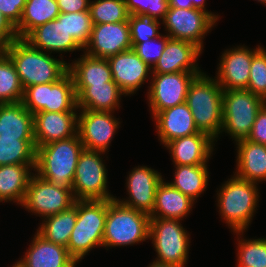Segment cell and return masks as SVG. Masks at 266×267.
Wrapping results in <instances>:
<instances>
[{"instance_id":"obj_49","label":"cell","mask_w":266,"mask_h":267,"mask_svg":"<svg viewBox=\"0 0 266 267\" xmlns=\"http://www.w3.org/2000/svg\"><path fill=\"white\" fill-rule=\"evenodd\" d=\"M148 267H176V266L160 264V263L153 261V262H151V264H149Z\"/></svg>"},{"instance_id":"obj_6","label":"cell","mask_w":266,"mask_h":267,"mask_svg":"<svg viewBox=\"0 0 266 267\" xmlns=\"http://www.w3.org/2000/svg\"><path fill=\"white\" fill-rule=\"evenodd\" d=\"M150 216L126 207L116 201L107 200V215L103 236V247H118L139 244L149 239Z\"/></svg>"},{"instance_id":"obj_45","label":"cell","mask_w":266,"mask_h":267,"mask_svg":"<svg viewBox=\"0 0 266 267\" xmlns=\"http://www.w3.org/2000/svg\"><path fill=\"white\" fill-rule=\"evenodd\" d=\"M17 39L16 28L0 11V51H3L11 42Z\"/></svg>"},{"instance_id":"obj_40","label":"cell","mask_w":266,"mask_h":267,"mask_svg":"<svg viewBox=\"0 0 266 267\" xmlns=\"http://www.w3.org/2000/svg\"><path fill=\"white\" fill-rule=\"evenodd\" d=\"M247 90L261 98L266 95V50L264 47H260L253 54Z\"/></svg>"},{"instance_id":"obj_46","label":"cell","mask_w":266,"mask_h":267,"mask_svg":"<svg viewBox=\"0 0 266 267\" xmlns=\"http://www.w3.org/2000/svg\"><path fill=\"white\" fill-rule=\"evenodd\" d=\"M60 13L89 11L91 0H56Z\"/></svg>"},{"instance_id":"obj_27","label":"cell","mask_w":266,"mask_h":267,"mask_svg":"<svg viewBox=\"0 0 266 267\" xmlns=\"http://www.w3.org/2000/svg\"><path fill=\"white\" fill-rule=\"evenodd\" d=\"M194 200L184 195L178 189L172 187L168 182L164 181L158 185L156 190L155 204L150 218H164L181 220L187 217Z\"/></svg>"},{"instance_id":"obj_8","label":"cell","mask_w":266,"mask_h":267,"mask_svg":"<svg viewBox=\"0 0 266 267\" xmlns=\"http://www.w3.org/2000/svg\"><path fill=\"white\" fill-rule=\"evenodd\" d=\"M263 98L248 90H223V125L220 134H229L234 142L248 138Z\"/></svg>"},{"instance_id":"obj_41","label":"cell","mask_w":266,"mask_h":267,"mask_svg":"<svg viewBox=\"0 0 266 267\" xmlns=\"http://www.w3.org/2000/svg\"><path fill=\"white\" fill-rule=\"evenodd\" d=\"M130 15L147 14L154 19L165 18L169 9L168 0H125Z\"/></svg>"},{"instance_id":"obj_32","label":"cell","mask_w":266,"mask_h":267,"mask_svg":"<svg viewBox=\"0 0 266 267\" xmlns=\"http://www.w3.org/2000/svg\"><path fill=\"white\" fill-rule=\"evenodd\" d=\"M59 14L56 0H27L16 27L18 39H24L37 26L56 19Z\"/></svg>"},{"instance_id":"obj_9","label":"cell","mask_w":266,"mask_h":267,"mask_svg":"<svg viewBox=\"0 0 266 267\" xmlns=\"http://www.w3.org/2000/svg\"><path fill=\"white\" fill-rule=\"evenodd\" d=\"M21 103L33 115L40 111H76L77 96L71 74L67 72L57 82L24 88Z\"/></svg>"},{"instance_id":"obj_47","label":"cell","mask_w":266,"mask_h":267,"mask_svg":"<svg viewBox=\"0 0 266 267\" xmlns=\"http://www.w3.org/2000/svg\"><path fill=\"white\" fill-rule=\"evenodd\" d=\"M206 0H190V4L193 5V8L196 9H200L203 10L205 12H207L216 22L219 20L220 16H218V14H214L211 11L208 12V10H206V4H205Z\"/></svg>"},{"instance_id":"obj_17","label":"cell","mask_w":266,"mask_h":267,"mask_svg":"<svg viewBox=\"0 0 266 267\" xmlns=\"http://www.w3.org/2000/svg\"><path fill=\"white\" fill-rule=\"evenodd\" d=\"M132 48L128 21L94 24L84 53L94 58L107 59Z\"/></svg>"},{"instance_id":"obj_38","label":"cell","mask_w":266,"mask_h":267,"mask_svg":"<svg viewBox=\"0 0 266 267\" xmlns=\"http://www.w3.org/2000/svg\"><path fill=\"white\" fill-rule=\"evenodd\" d=\"M128 23L130 27L132 48L138 43L146 42L161 35L158 31L160 28L159 25L162 24L161 21L154 19L150 15H130Z\"/></svg>"},{"instance_id":"obj_18","label":"cell","mask_w":266,"mask_h":267,"mask_svg":"<svg viewBox=\"0 0 266 267\" xmlns=\"http://www.w3.org/2000/svg\"><path fill=\"white\" fill-rule=\"evenodd\" d=\"M107 60L113 80L126 96L135 94L152 74V68L132 48L110 56Z\"/></svg>"},{"instance_id":"obj_19","label":"cell","mask_w":266,"mask_h":267,"mask_svg":"<svg viewBox=\"0 0 266 267\" xmlns=\"http://www.w3.org/2000/svg\"><path fill=\"white\" fill-rule=\"evenodd\" d=\"M77 126V111H40L34 114V141L36 148L75 136L77 134Z\"/></svg>"},{"instance_id":"obj_28","label":"cell","mask_w":266,"mask_h":267,"mask_svg":"<svg viewBox=\"0 0 266 267\" xmlns=\"http://www.w3.org/2000/svg\"><path fill=\"white\" fill-rule=\"evenodd\" d=\"M35 164H14L0 166V202H16L22 205Z\"/></svg>"},{"instance_id":"obj_35","label":"cell","mask_w":266,"mask_h":267,"mask_svg":"<svg viewBox=\"0 0 266 267\" xmlns=\"http://www.w3.org/2000/svg\"><path fill=\"white\" fill-rule=\"evenodd\" d=\"M23 90L14 63L0 51V104L21 102Z\"/></svg>"},{"instance_id":"obj_34","label":"cell","mask_w":266,"mask_h":267,"mask_svg":"<svg viewBox=\"0 0 266 267\" xmlns=\"http://www.w3.org/2000/svg\"><path fill=\"white\" fill-rule=\"evenodd\" d=\"M36 144L34 138H1L0 166L35 164Z\"/></svg>"},{"instance_id":"obj_33","label":"cell","mask_w":266,"mask_h":267,"mask_svg":"<svg viewBox=\"0 0 266 267\" xmlns=\"http://www.w3.org/2000/svg\"><path fill=\"white\" fill-rule=\"evenodd\" d=\"M174 167L176 169L174 179L168 183L196 201L208 185V165H174Z\"/></svg>"},{"instance_id":"obj_10","label":"cell","mask_w":266,"mask_h":267,"mask_svg":"<svg viewBox=\"0 0 266 267\" xmlns=\"http://www.w3.org/2000/svg\"><path fill=\"white\" fill-rule=\"evenodd\" d=\"M100 151L83 149L78 158L72 192L75 200H113L108 191L107 169Z\"/></svg>"},{"instance_id":"obj_21","label":"cell","mask_w":266,"mask_h":267,"mask_svg":"<svg viewBox=\"0 0 266 267\" xmlns=\"http://www.w3.org/2000/svg\"><path fill=\"white\" fill-rule=\"evenodd\" d=\"M202 51L194 43L170 38L159 60L152 67V74L202 73L196 63Z\"/></svg>"},{"instance_id":"obj_50","label":"cell","mask_w":266,"mask_h":267,"mask_svg":"<svg viewBox=\"0 0 266 267\" xmlns=\"http://www.w3.org/2000/svg\"><path fill=\"white\" fill-rule=\"evenodd\" d=\"M12 267H23V266H21L18 262H16L15 264H13Z\"/></svg>"},{"instance_id":"obj_29","label":"cell","mask_w":266,"mask_h":267,"mask_svg":"<svg viewBox=\"0 0 266 267\" xmlns=\"http://www.w3.org/2000/svg\"><path fill=\"white\" fill-rule=\"evenodd\" d=\"M1 138H34V115L21 103L0 104Z\"/></svg>"},{"instance_id":"obj_12","label":"cell","mask_w":266,"mask_h":267,"mask_svg":"<svg viewBox=\"0 0 266 267\" xmlns=\"http://www.w3.org/2000/svg\"><path fill=\"white\" fill-rule=\"evenodd\" d=\"M162 24L171 39L194 43L202 50L204 37L216 26V21L200 9L169 8Z\"/></svg>"},{"instance_id":"obj_52","label":"cell","mask_w":266,"mask_h":267,"mask_svg":"<svg viewBox=\"0 0 266 267\" xmlns=\"http://www.w3.org/2000/svg\"><path fill=\"white\" fill-rule=\"evenodd\" d=\"M263 106L266 107V95H265L264 98H263Z\"/></svg>"},{"instance_id":"obj_26","label":"cell","mask_w":266,"mask_h":267,"mask_svg":"<svg viewBox=\"0 0 266 267\" xmlns=\"http://www.w3.org/2000/svg\"><path fill=\"white\" fill-rule=\"evenodd\" d=\"M235 175L250 182L266 181V145L247 139L236 142Z\"/></svg>"},{"instance_id":"obj_31","label":"cell","mask_w":266,"mask_h":267,"mask_svg":"<svg viewBox=\"0 0 266 267\" xmlns=\"http://www.w3.org/2000/svg\"><path fill=\"white\" fill-rule=\"evenodd\" d=\"M77 220V200L69 209L43 218L37 233L44 239L67 248Z\"/></svg>"},{"instance_id":"obj_16","label":"cell","mask_w":266,"mask_h":267,"mask_svg":"<svg viewBox=\"0 0 266 267\" xmlns=\"http://www.w3.org/2000/svg\"><path fill=\"white\" fill-rule=\"evenodd\" d=\"M261 47L251 49L244 45L226 49L222 53L218 72L214 77L223 90H247L253 54Z\"/></svg>"},{"instance_id":"obj_39","label":"cell","mask_w":266,"mask_h":267,"mask_svg":"<svg viewBox=\"0 0 266 267\" xmlns=\"http://www.w3.org/2000/svg\"><path fill=\"white\" fill-rule=\"evenodd\" d=\"M93 26L89 11L65 13V29L83 49L91 37Z\"/></svg>"},{"instance_id":"obj_51","label":"cell","mask_w":266,"mask_h":267,"mask_svg":"<svg viewBox=\"0 0 266 267\" xmlns=\"http://www.w3.org/2000/svg\"><path fill=\"white\" fill-rule=\"evenodd\" d=\"M256 1H258V2H260L262 4H264V5H266V0H256Z\"/></svg>"},{"instance_id":"obj_43","label":"cell","mask_w":266,"mask_h":267,"mask_svg":"<svg viewBox=\"0 0 266 267\" xmlns=\"http://www.w3.org/2000/svg\"><path fill=\"white\" fill-rule=\"evenodd\" d=\"M27 0H0V11L16 28Z\"/></svg>"},{"instance_id":"obj_2","label":"cell","mask_w":266,"mask_h":267,"mask_svg":"<svg viewBox=\"0 0 266 267\" xmlns=\"http://www.w3.org/2000/svg\"><path fill=\"white\" fill-rule=\"evenodd\" d=\"M186 103L199 132L217 142L223 125V89L217 80L202 72L191 82Z\"/></svg>"},{"instance_id":"obj_5","label":"cell","mask_w":266,"mask_h":267,"mask_svg":"<svg viewBox=\"0 0 266 267\" xmlns=\"http://www.w3.org/2000/svg\"><path fill=\"white\" fill-rule=\"evenodd\" d=\"M107 200H77V220L67 245L78 262L95 247H103Z\"/></svg>"},{"instance_id":"obj_25","label":"cell","mask_w":266,"mask_h":267,"mask_svg":"<svg viewBox=\"0 0 266 267\" xmlns=\"http://www.w3.org/2000/svg\"><path fill=\"white\" fill-rule=\"evenodd\" d=\"M74 87L78 109L114 112L120 108L122 96H126L114 80L103 84Z\"/></svg>"},{"instance_id":"obj_23","label":"cell","mask_w":266,"mask_h":267,"mask_svg":"<svg viewBox=\"0 0 266 267\" xmlns=\"http://www.w3.org/2000/svg\"><path fill=\"white\" fill-rule=\"evenodd\" d=\"M153 119L161 144L199 133L186 102L157 112Z\"/></svg>"},{"instance_id":"obj_42","label":"cell","mask_w":266,"mask_h":267,"mask_svg":"<svg viewBox=\"0 0 266 267\" xmlns=\"http://www.w3.org/2000/svg\"><path fill=\"white\" fill-rule=\"evenodd\" d=\"M169 39L170 37L167 34H161L157 38L136 44L132 49L146 64L152 68L162 55Z\"/></svg>"},{"instance_id":"obj_15","label":"cell","mask_w":266,"mask_h":267,"mask_svg":"<svg viewBox=\"0 0 266 267\" xmlns=\"http://www.w3.org/2000/svg\"><path fill=\"white\" fill-rule=\"evenodd\" d=\"M127 175L126 187L128 199L114 198L122 205L151 215L158 185L162 182V175L147 166H137Z\"/></svg>"},{"instance_id":"obj_24","label":"cell","mask_w":266,"mask_h":267,"mask_svg":"<svg viewBox=\"0 0 266 267\" xmlns=\"http://www.w3.org/2000/svg\"><path fill=\"white\" fill-rule=\"evenodd\" d=\"M17 262L23 267H76L78 264L66 247L44 239L37 232L24 257Z\"/></svg>"},{"instance_id":"obj_36","label":"cell","mask_w":266,"mask_h":267,"mask_svg":"<svg viewBox=\"0 0 266 267\" xmlns=\"http://www.w3.org/2000/svg\"><path fill=\"white\" fill-rule=\"evenodd\" d=\"M238 235L237 267H266V238H242L244 231L233 232ZM242 235V236H241ZM241 238V240H240Z\"/></svg>"},{"instance_id":"obj_13","label":"cell","mask_w":266,"mask_h":267,"mask_svg":"<svg viewBox=\"0 0 266 267\" xmlns=\"http://www.w3.org/2000/svg\"><path fill=\"white\" fill-rule=\"evenodd\" d=\"M199 74L201 73L152 74L147 92L148 105L152 116L157 112L186 102L189 86Z\"/></svg>"},{"instance_id":"obj_14","label":"cell","mask_w":266,"mask_h":267,"mask_svg":"<svg viewBox=\"0 0 266 267\" xmlns=\"http://www.w3.org/2000/svg\"><path fill=\"white\" fill-rule=\"evenodd\" d=\"M77 133L84 149L109 152V146L119 128L120 121L114 112L79 109Z\"/></svg>"},{"instance_id":"obj_7","label":"cell","mask_w":266,"mask_h":267,"mask_svg":"<svg viewBox=\"0 0 266 267\" xmlns=\"http://www.w3.org/2000/svg\"><path fill=\"white\" fill-rule=\"evenodd\" d=\"M190 234L180 220L150 218L149 239L160 264L185 267L188 261Z\"/></svg>"},{"instance_id":"obj_48","label":"cell","mask_w":266,"mask_h":267,"mask_svg":"<svg viewBox=\"0 0 266 267\" xmlns=\"http://www.w3.org/2000/svg\"><path fill=\"white\" fill-rule=\"evenodd\" d=\"M168 4L169 8H193V5L190 4V0H168Z\"/></svg>"},{"instance_id":"obj_44","label":"cell","mask_w":266,"mask_h":267,"mask_svg":"<svg viewBox=\"0 0 266 267\" xmlns=\"http://www.w3.org/2000/svg\"><path fill=\"white\" fill-rule=\"evenodd\" d=\"M247 140L266 145V107L258 111L256 115L255 122L252 126V130L247 138Z\"/></svg>"},{"instance_id":"obj_11","label":"cell","mask_w":266,"mask_h":267,"mask_svg":"<svg viewBox=\"0 0 266 267\" xmlns=\"http://www.w3.org/2000/svg\"><path fill=\"white\" fill-rule=\"evenodd\" d=\"M74 202L72 188L55 185L34 173L21 206L43 219L69 209Z\"/></svg>"},{"instance_id":"obj_22","label":"cell","mask_w":266,"mask_h":267,"mask_svg":"<svg viewBox=\"0 0 266 267\" xmlns=\"http://www.w3.org/2000/svg\"><path fill=\"white\" fill-rule=\"evenodd\" d=\"M215 140L208 134L199 132L167 142L174 165H207Z\"/></svg>"},{"instance_id":"obj_20","label":"cell","mask_w":266,"mask_h":267,"mask_svg":"<svg viewBox=\"0 0 266 267\" xmlns=\"http://www.w3.org/2000/svg\"><path fill=\"white\" fill-rule=\"evenodd\" d=\"M24 40L33 48L50 54L59 52L62 55L63 52L83 50L65 29V13H60L56 19L37 26Z\"/></svg>"},{"instance_id":"obj_30","label":"cell","mask_w":266,"mask_h":267,"mask_svg":"<svg viewBox=\"0 0 266 267\" xmlns=\"http://www.w3.org/2000/svg\"><path fill=\"white\" fill-rule=\"evenodd\" d=\"M74 86H89L113 81L111 68L107 59L94 58L85 53L80 58L68 63Z\"/></svg>"},{"instance_id":"obj_3","label":"cell","mask_w":266,"mask_h":267,"mask_svg":"<svg viewBox=\"0 0 266 267\" xmlns=\"http://www.w3.org/2000/svg\"><path fill=\"white\" fill-rule=\"evenodd\" d=\"M84 146L79 134L36 148L34 172L58 186L72 188L78 158Z\"/></svg>"},{"instance_id":"obj_37","label":"cell","mask_w":266,"mask_h":267,"mask_svg":"<svg viewBox=\"0 0 266 267\" xmlns=\"http://www.w3.org/2000/svg\"><path fill=\"white\" fill-rule=\"evenodd\" d=\"M89 12L93 24L118 23L129 20L125 0L90 1Z\"/></svg>"},{"instance_id":"obj_1","label":"cell","mask_w":266,"mask_h":267,"mask_svg":"<svg viewBox=\"0 0 266 267\" xmlns=\"http://www.w3.org/2000/svg\"><path fill=\"white\" fill-rule=\"evenodd\" d=\"M3 51L14 63L23 89L57 82L68 72V63L62 56L61 60L54 58L50 53L33 48L24 39L14 40Z\"/></svg>"},{"instance_id":"obj_4","label":"cell","mask_w":266,"mask_h":267,"mask_svg":"<svg viewBox=\"0 0 266 267\" xmlns=\"http://www.w3.org/2000/svg\"><path fill=\"white\" fill-rule=\"evenodd\" d=\"M257 185L234 174L222 183L217 192L221 219L230 226L232 232H246L251 223L260 197Z\"/></svg>"}]
</instances>
